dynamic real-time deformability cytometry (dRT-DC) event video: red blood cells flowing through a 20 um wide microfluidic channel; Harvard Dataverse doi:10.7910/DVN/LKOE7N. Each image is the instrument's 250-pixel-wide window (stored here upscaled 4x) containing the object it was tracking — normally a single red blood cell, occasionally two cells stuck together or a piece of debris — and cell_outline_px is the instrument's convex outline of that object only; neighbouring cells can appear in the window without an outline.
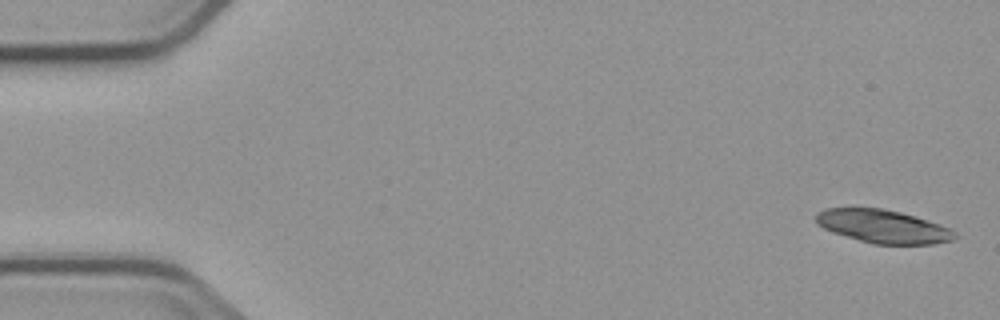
{"species": "common noctule bat (a hibernating species)", "species_latin": "Nyctalus noctula", "temperature_condition": "cold", "stored_images_in_passage": 6, "camera_frame_rate_fps": 3000, "um_per_image_px": 0.085, "animal": {"sex": "male", "body_mass_g": 23.1, "forearm_length_mm": 52.7}, "frame": {"image": 1, "passage_image": 1, "time_ms": 0.0, "image_size_px": [1000, 320], "cell_outline_px": [[960, 236], [956, 240], [932, 244], [872, 244], [832, 232], [816, 224], [816, 212], [824, 208], [880, 208], [900, 212], [940, 224], [956, 232]], "centroid_in_image_um": [75.07, 19.25], "position_along_channel_um": 9.9, "area_um2": 26.99}}
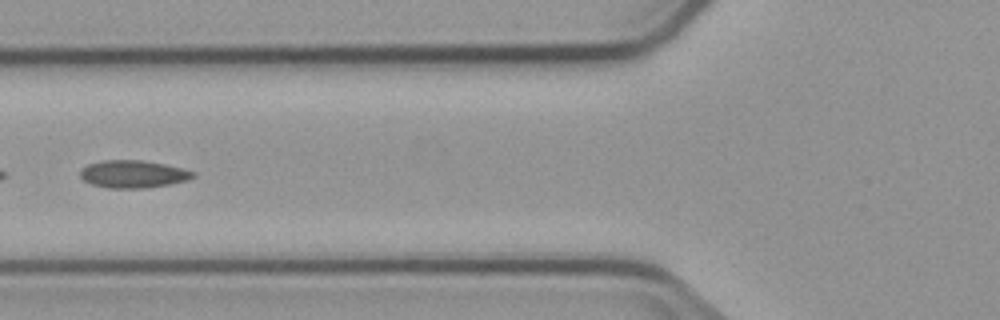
{"frame": {"image": 2, "passage_image": 6, "time_ms": 6.667, "image_size_px": [1000, 320], "cell_outline_px": [[196, 176], [184, 180], [168, 184], [144, 188], [108, 188], [92, 184], [84, 180], [80, 176], [80, 172], [88, 164], [104, 160], [140, 160], [164, 164], [196, 172]], "centroid_in_image_um": [11.3, 14.79], "position_along_channel_um": 114.5, "area_um2": 17.8}}